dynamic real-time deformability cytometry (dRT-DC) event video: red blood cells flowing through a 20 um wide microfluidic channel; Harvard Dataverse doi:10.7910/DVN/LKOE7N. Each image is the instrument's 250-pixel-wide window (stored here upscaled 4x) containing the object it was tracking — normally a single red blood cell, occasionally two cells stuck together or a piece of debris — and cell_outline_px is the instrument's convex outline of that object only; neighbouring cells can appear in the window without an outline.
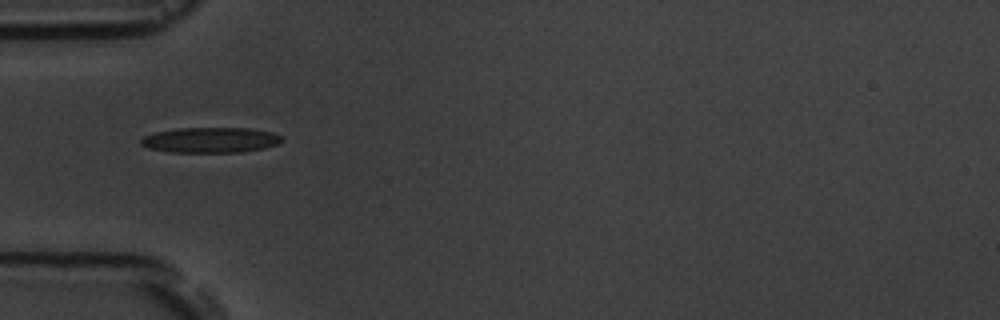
{"species": "common noctule bat (a hibernating species)", "species_latin": "Nyctalus noctula", "temperature_condition": "room temperature", "stored_images_in_passage": 9, "camera_frame_rate_fps": 3000, "um_per_image_px": 0.085, "animal": {"sex": "male", "body_mass_g": 19.5, "forearm_length_mm": 54.6}, "frame": {"image": 1, "passage_image": 1, "time_ms": 0.0, "image_size_px": [1000, 320], "cell_outline_px": [[284, 140], [276, 144], [264, 148], [240, 152], [168, 152], [148, 148], [140, 144], [140, 140], [144, 136], [156, 132], [176, 128], [248, 128], [272, 132], [280, 136]], "centroid_in_image_um": [17.86, 11.9], "position_along_channel_um": 67.1, "area_um2": 20.81}}
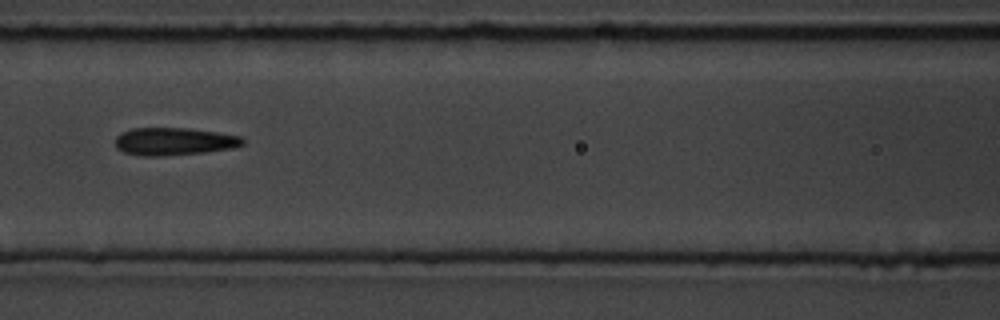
{"frame": {"image": 2, "passage_image": 3, "time_ms": 2.333, "image_size_px": [1000, 320], "cell_outline_px": [[244, 144], [232, 148], [204, 152], [160, 156], [144, 156], [124, 152], [116, 148], [116, 136], [120, 132], [132, 128], [188, 128], [216, 132], [240, 136], [244, 140]], "centroid_in_image_um": [14.76, 12.01], "position_along_channel_um": 151.8, "area_um2": 20.46}}
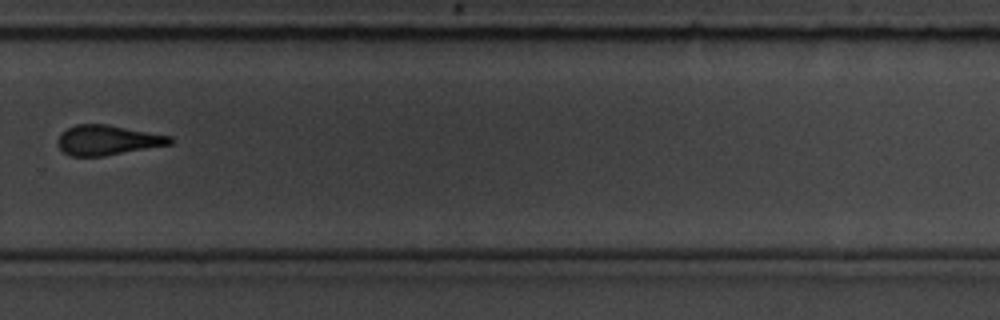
{"frame": {"image": 3, "passage_image": 7, "time_ms": 7.0, "image_size_px": [1000, 320], "cell_outline_px": [[172, 144], [104, 156], [72, 156], [64, 152], [56, 144], [56, 140], [60, 132], [76, 124], [108, 124], [172, 136]], "centroid_in_image_um": [9.12, 11.9], "position_along_channel_um": 320.7, "area_um2": 19.71}}